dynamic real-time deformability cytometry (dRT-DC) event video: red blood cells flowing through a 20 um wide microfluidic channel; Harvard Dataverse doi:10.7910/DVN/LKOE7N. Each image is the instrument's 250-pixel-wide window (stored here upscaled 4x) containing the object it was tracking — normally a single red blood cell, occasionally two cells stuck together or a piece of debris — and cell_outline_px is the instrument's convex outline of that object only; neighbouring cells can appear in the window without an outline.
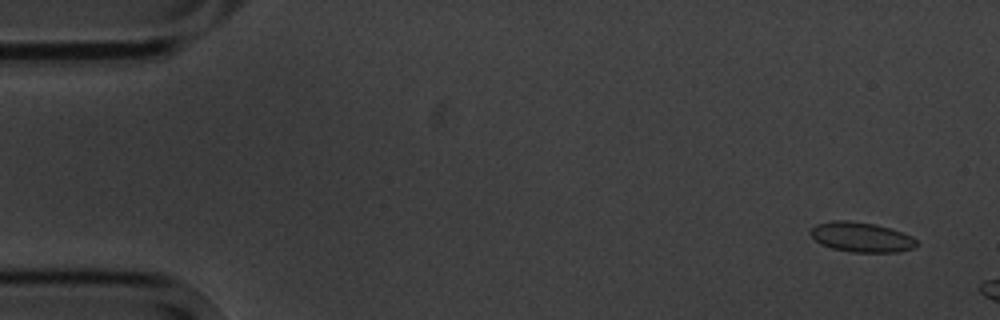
{"species": "common noctule bat (a hibernating species)", "species_latin": "Nyctalus noctula", "temperature_condition": "cold", "stored_images_in_passage": 3, "camera_frame_rate_fps": 3000, "um_per_image_px": 0.085, "animal": {"sex": "male", "body_mass_g": 20.1, "forearm_length_mm": 53.5}, "frame": {"image": 1, "passage_image": 1, "time_ms": 0.0, "image_size_px": [1000, 320], "cell_outline_px": [[916, 248], [900, 252], [848, 252], [832, 248], [820, 244], [808, 232], [816, 224], [832, 220], [848, 220], [876, 224], [892, 228], [912, 236], [916, 240]], "centroid_in_image_um": [73.22, 20.15], "position_along_channel_um": 11.8, "area_um2": 18.73}}